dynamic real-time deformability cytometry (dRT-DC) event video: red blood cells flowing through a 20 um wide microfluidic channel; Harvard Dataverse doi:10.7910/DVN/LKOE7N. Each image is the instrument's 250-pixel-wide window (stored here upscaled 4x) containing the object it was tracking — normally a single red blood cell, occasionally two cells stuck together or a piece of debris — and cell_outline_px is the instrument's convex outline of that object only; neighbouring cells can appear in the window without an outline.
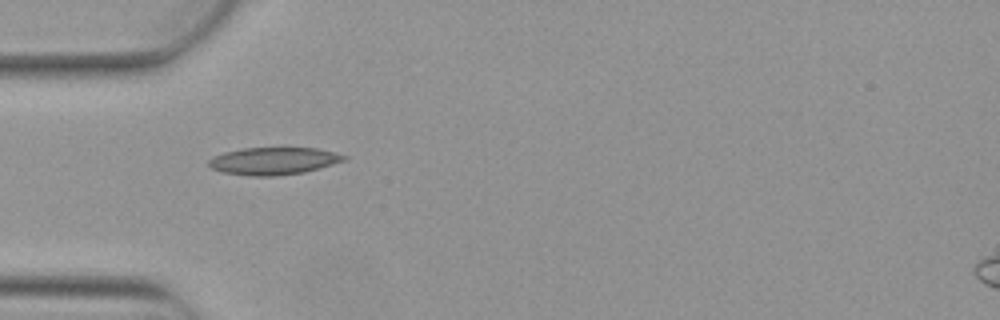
{"species": "Egyptian fruit bat (a non-hibernating species)", "species_latin": "Rousettus aegyptiacus", "temperature_condition": "warm", "stored_images_in_passage": 7, "camera_frame_rate_fps": 3000, "um_per_image_px": 0.085, "animal": {"sex": "female"}, "frame": {"image": 1, "passage_image": 6, "time_ms": 1.667, "image_size_px": [1000, 320], "cell_outline_px": [[348, 160], [320, 168], [304, 172], [272, 176], [248, 176], [220, 172], [212, 168], [208, 164], [208, 160], [212, 156], [224, 152], [240, 148], [316, 148], [348, 156]], "centroid_in_image_um": [23.23, 13.68], "position_along_channel_um": 61.8, "area_um2": 21.73}}
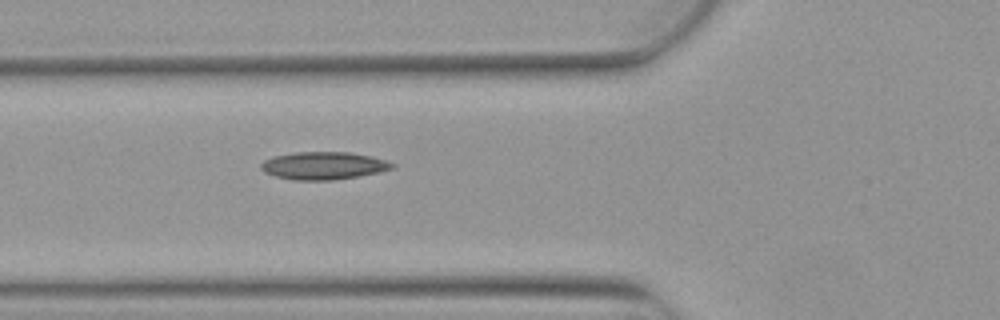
{"frame": {"image": 2, "passage_image": 7, "time_ms": 2.0, "image_size_px": [1000, 320], "cell_outline_px": [[396, 168], [380, 172], [360, 176], [332, 180], [296, 180], [276, 176], [264, 172], [260, 168], [260, 164], [264, 160], [272, 156], [296, 152], [348, 152], [372, 156], [396, 164]], "centroid_in_image_um": [27.52, 14.08], "position_along_channel_um": 98.3, "area_um2": 21.27}}